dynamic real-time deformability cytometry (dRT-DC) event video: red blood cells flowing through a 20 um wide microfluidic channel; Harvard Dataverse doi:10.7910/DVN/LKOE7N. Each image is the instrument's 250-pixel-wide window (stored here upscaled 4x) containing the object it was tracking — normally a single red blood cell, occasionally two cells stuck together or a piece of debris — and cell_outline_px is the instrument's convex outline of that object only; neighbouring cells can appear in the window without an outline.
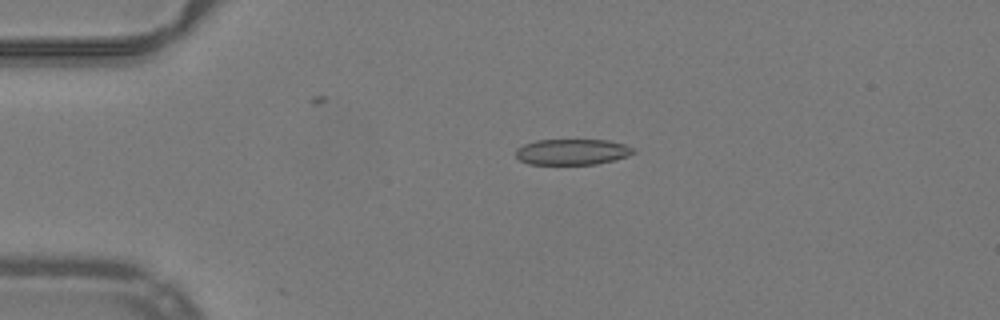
{"species": "common noctule bat (a hibernating species)", "species_latin": "Nyctalus noctula", "temperature_condition": "warm", "stored_images_in_passage": 42, "camera_frame_rate_fps": 3000, "um_per_image_px": 0.085, "animal": {"sex": "male", "body_mass_g": 19.2, "forearm_length_mm": 51.8}, "frame": {"image": 1, "passage_image": 2, "time_ms": 0.333, "image_size_px": [1000, 320], "cell_outline_px": [[636, 152], [628, 156], [596, 164], [528, 164], [520, 160], [516, 156], [516, 148], [524, 144], [536, 140], [608, 140], [624, 144], [636, 148]], "centroid_in_image_um": [48.65, 12.9], "position_along_channel_um": 36.4, "area_um2": 17.74}}
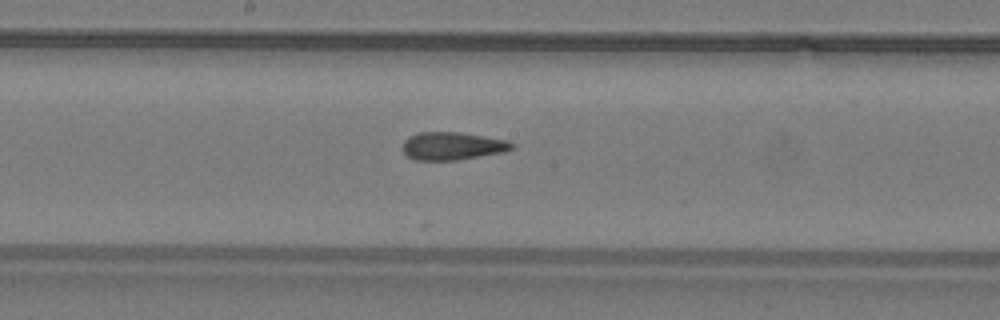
{"frame": {"image": 2, "passage_image": 18, "time_ms": 5.667, "image_size_px": [1000, 320], "cell_outline_px": [[516, 148], [504, 152], [456, 160], [416, 160], [408, 156], [404, 152], [404, 140], [408, 136], [420, 132], [456, 132], [508, 140], [516, 144]], "centroid_in_image_um": [38.49, 12.41], "position_along_channel_um": 209.7, "area_um2": 17.69}}
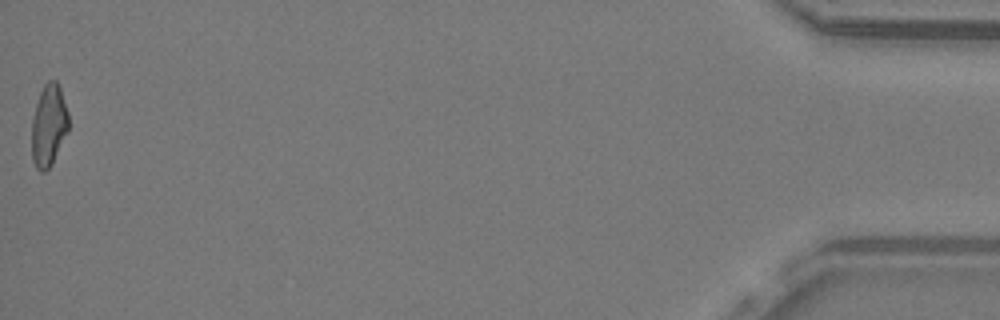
{"frame": {"image": 3, "passage_image": 42, "time_ms": 13.667, "image_size_px": [1000, 320], "cell_outline_px": [[68, 132], [52, 164], [44, 172], [40, 172], [36, 168], [32, 160], [32, 120], [36, 104], [40, 92], [44, 84], [48, 80], [56, 80], [60, 88], [68, 112]], "centroid_in_image_um": [4.14, 10.67], "position_along_channel_um": 431.1, "area_um2": 17.63}, "authors_computed_cell_mechanics": {"area_um2": 17.9469, "velocity_mm_per_s": 4.0137, "shape_relaxation_time_tau1_ms": null, "shape_relaxation_time_tau2_ms": 1.9358, "deformation_change_tau1": null, "deformation_change_tau2": 0.1082}}